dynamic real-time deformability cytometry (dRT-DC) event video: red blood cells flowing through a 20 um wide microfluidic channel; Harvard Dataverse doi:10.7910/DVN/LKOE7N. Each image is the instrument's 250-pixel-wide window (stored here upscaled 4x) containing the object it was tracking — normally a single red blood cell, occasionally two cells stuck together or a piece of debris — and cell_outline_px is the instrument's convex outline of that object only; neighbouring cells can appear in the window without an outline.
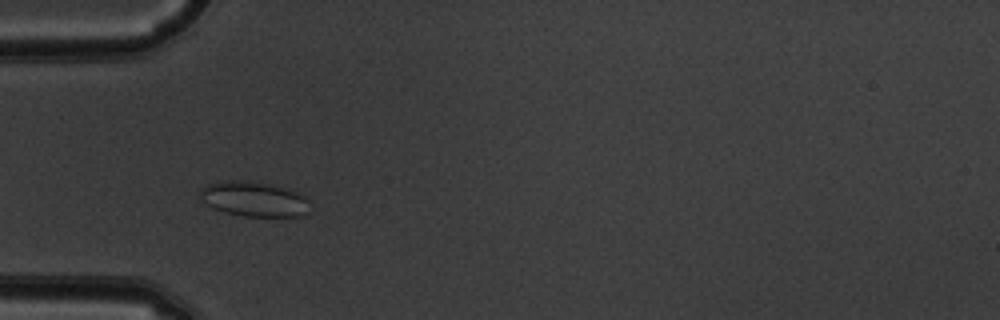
{"species": "common noctule bat (a hibernating species)", "species_latin": "Nyctalus noctula", "temperature_condition": "warm", "stored_images_in_passage": 44, "camera_frame_rate_fps": 3000, "um_per_image_px": 0.085, "animal": {"sex": "male", "body_mass_g": 19.5, "forearm_length_mm": 54.6}, "frame": {"image": 1, "passage_image": 9, "time_ms": 2.667, "image_size_px": [1000, 320], "cell_outline_px": [[304, 212], [300, 216], [244, 216], [228, 212], [216, 208], [200, 200], [200, 188], [208, 184], [232, 180], [276, 184], [300, 192], [304, 196]], "centroid_in_image_um": [21.54, 16.89], "position_along_channel_um": 63.5, "area_um2": 21.73}}
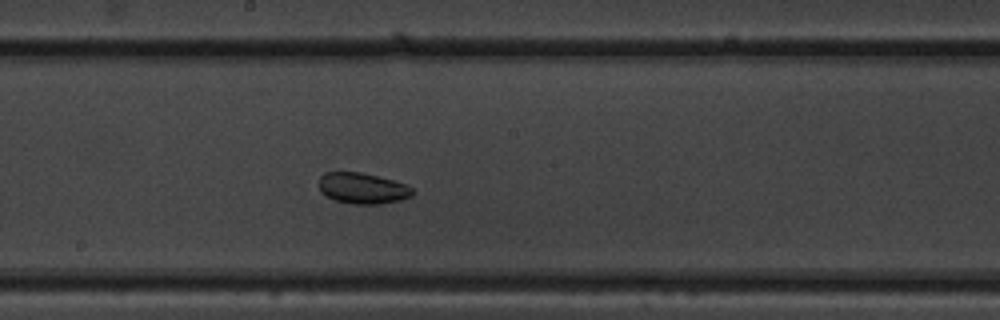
{"frame": {"image": 2, "passage_image": 21, "time_ms": 6.667, "image_size_px": [1000, 320], "cell_outline_px": [[416, 192], [412, 196], [400, 200], [380, 204], [348, 204], [336, 200], [320, 192], [320, 176], [324, 172], [360, 172], [392, 180], [404, 184], [412, 188]], "centroid_in_image_um": [30.82, 16.01], "position_along_channel_um": 217.4, "area_um2": 16.82}}
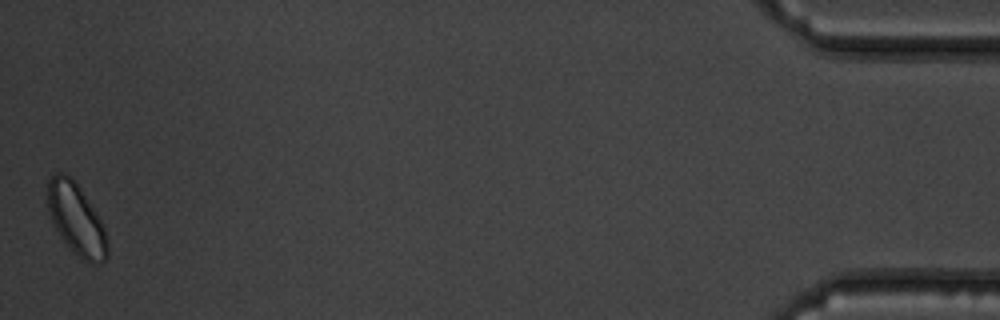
{"frame": {"image": 3, "passage_image": 44, "time_ms": 14.333, "image_size_px": [1000, 320], "cell_outline_px": [[108, 256], [100, 264], [92, 264], [84, 260], [64, 240], [56, 228], [52, 220], [48, 208], [48, 180], [56, 172], [64, 172], [72, 176], [96, 212], [104, 228], [108, 240]], "centroid_in_image_um": [6.51, 18.6], "position_along_channel_um": 428.7, "area_um2": 24.45}, "authors_computed_cell_mechanics": {"area_um2": 18.3226, "velocity_mm_per_s": 3.909, "shape_relaxation_time_tau1_ms": null, "shape_relaxation_time_tau2_ms": 2.7668, "deformation_change_tau1": null, "deformation_change_tau2": 0.0622}}